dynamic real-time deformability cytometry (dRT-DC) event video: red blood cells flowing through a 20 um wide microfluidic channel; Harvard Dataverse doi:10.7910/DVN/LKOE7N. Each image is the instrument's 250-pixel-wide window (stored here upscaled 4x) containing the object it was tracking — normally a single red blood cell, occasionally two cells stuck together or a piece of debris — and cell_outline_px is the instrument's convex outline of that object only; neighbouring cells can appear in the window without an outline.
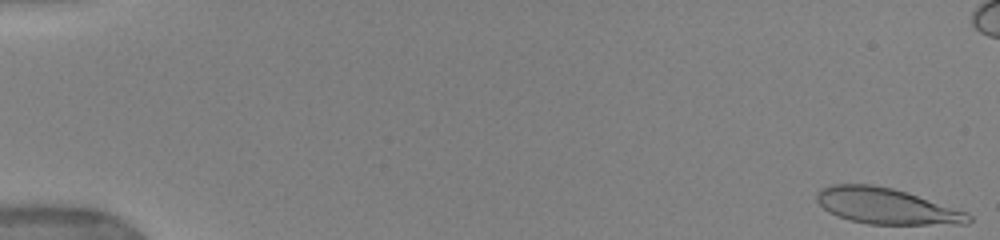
{"species": "human", "species_latin": "Homo sapiens", "temperature_condition": "warm", "stored_images_in_passage": 25, "camera_frame_rate_fps": 3000, "um_per_image_px": 0.085, "donor": {"sex": "female"}, "frame": {"image": 1, "passage_image": 1, "time_ms": 0.0, "image_size_px": [1000, 240], "cell_outline_px": [[972, 220], [968, 224], [868, 224], [852, 220], [828, 212], [816, 200], [816, 192], [820, 188], [832, 184], [872, 184], [892, 188], [968, 212], [972, 216]], "centroid_in_image_um": [75.34, 17.51], "position_along_channel_um": 9.7, "area_um2": 31.56}}